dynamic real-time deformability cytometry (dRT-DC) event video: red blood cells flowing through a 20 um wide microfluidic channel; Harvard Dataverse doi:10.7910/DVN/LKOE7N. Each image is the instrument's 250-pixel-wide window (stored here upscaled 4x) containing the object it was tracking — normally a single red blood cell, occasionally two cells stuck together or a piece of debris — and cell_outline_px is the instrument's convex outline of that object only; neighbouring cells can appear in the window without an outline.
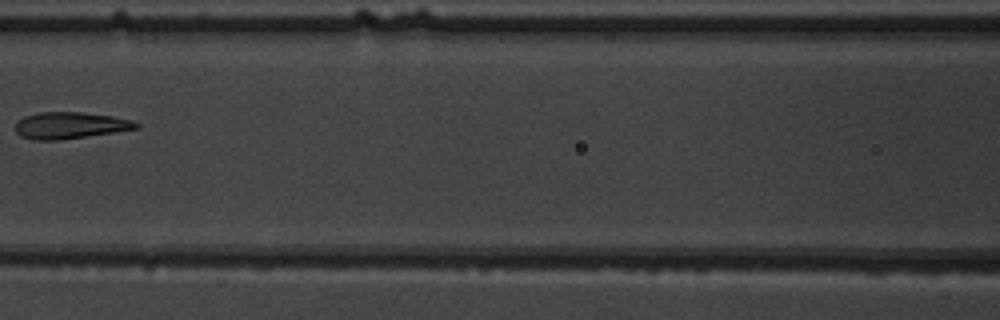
{"species": "common noctule bat (a hibernating species)", "species_latin": "Nyctalus noctula", "temperature_condition": "warm", "stored_images_in_passage": 7, "camera_frame_rate_fps": 3000, "um_per_image_px": 0.085, "animal": {"sex": "male", "body_mass_g": 19.5, "forearm_length_mm": 54.6}, "frame": {"image": 1, "passage_image": 6, "time_ms": 7.0, "image_size_px": [1000, 320], "cell_outline_px": [[140, 128], [116, 132], [60, 140], [32, 140], [20, 136], [16, 132], [16, 120], [24, 116], [40, 112], [84, 112], [112, 116], [132, 120], [140, 124]], "centroid_in_image_um": [5.95, 10.66], "position_along_channel_um": 160.6, "area_um2": 18.96}}
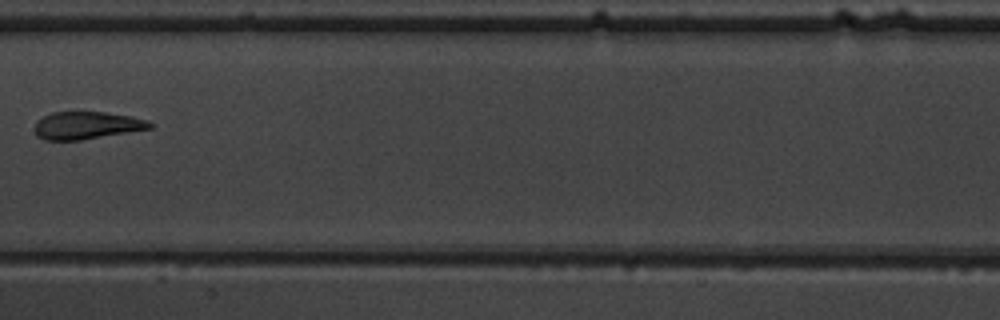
{"frame": {"image": 2, "passage_image": 7, "time_ms": 8.0, "image_size_px": [1000, 320], "cell_outline_px": [[152, 128], [80, 140], [44, 140], [36, 136], [36, 120], [52, 112], [104, 112], [132, 116], [148, 120], [152, 124]], "centroid_in_image_um": [7.36, 10.65], "position_along_channel_um": 200.0, "area_um2": 18.38}}